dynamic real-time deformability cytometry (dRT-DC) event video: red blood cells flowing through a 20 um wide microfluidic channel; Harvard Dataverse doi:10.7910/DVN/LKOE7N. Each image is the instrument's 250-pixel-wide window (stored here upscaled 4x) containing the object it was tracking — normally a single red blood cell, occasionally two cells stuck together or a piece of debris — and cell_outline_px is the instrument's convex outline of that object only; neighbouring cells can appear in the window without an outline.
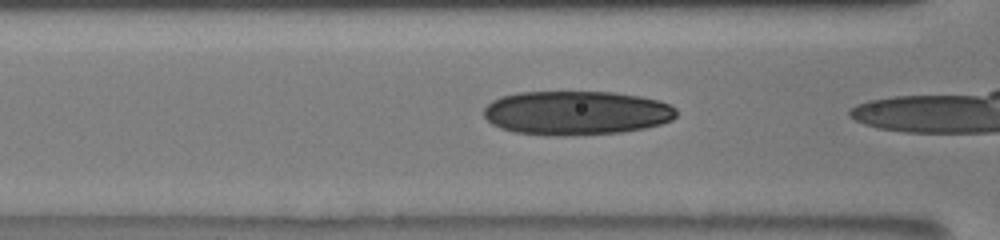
{"species": "human", "species_latin": "Homo sapiens", "temperature_condition": "room temperature", "stored_images_in_passage": 19, "camera_frame_rate_fps": 3000, "um_per_image_px": 0.085, "donor": {"sex": "male"}, "frame": {"image": 1, "passage_image": 13, "time_ms": 1.667, "image_size_px": [1000, 240], "cell_outline_px": [[676, 116], [672, 120], [660, 124], [644, 128], [620, 132], [564, 136], [548, 136], [516, 132], [500, 128], [492, 124], [484, 116], [484, 108], [492, 100], [500, 96], [520, 92], [616, 92], [640, 96], [660, 100], [676, 108]], "centroid_in_image_um": [48.98, 9.59], "position_along_channel_um": 117.6, "area_um2": 49.71}}